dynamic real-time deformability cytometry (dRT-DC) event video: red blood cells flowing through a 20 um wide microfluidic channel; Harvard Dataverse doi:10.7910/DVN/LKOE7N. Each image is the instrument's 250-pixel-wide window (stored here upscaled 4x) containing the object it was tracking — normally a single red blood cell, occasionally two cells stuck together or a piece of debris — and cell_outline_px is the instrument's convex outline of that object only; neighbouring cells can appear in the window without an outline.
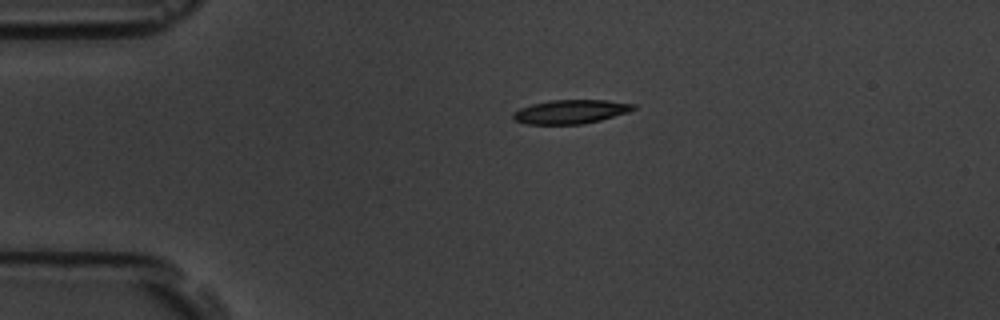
{"species": "common noctule bat (a hibernating species)", "species_latin": "Nyctalus noctula", "temperature_condition": "room temperature", "stored_images_in_passage": 2, "camera_frame_rate_fps": 3000, "um_per_image_px": 0.085, "animal": {"sex": "male", "body_mass_g": 19.5, "forearm_length_mm": 54.6}, "frame": {"image": 1, "passage_image": 1, "time_ms": 0.0, "image_size_px": [1000, 320], "cell_outline_px": [[636, 108], [628, 112], [600, 120], [584, 124], [528, 124], [512, 120], [512, 112], [520, 108], [532, 104], [548, 100], [608, 100], [636, 104]], "centroid_in_image_um": [48.48, 9.49], "position_along_channel_um": 36.5, "area_um2": 16.88}}